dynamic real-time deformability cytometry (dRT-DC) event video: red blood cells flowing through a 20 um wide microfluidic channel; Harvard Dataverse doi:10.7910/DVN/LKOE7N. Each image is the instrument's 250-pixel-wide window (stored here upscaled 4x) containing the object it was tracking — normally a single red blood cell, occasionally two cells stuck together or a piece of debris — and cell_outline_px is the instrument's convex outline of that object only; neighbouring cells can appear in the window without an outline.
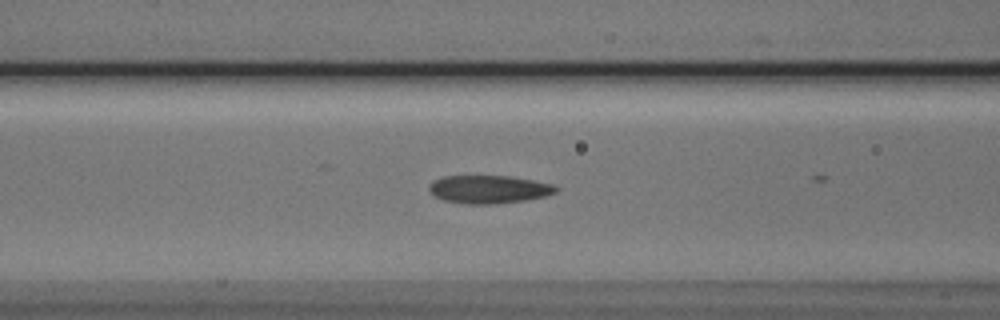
{"species": "Egyptian fruit bat (a non-hibernating species)", "species_latin": "Rousettus aegyptiacus", "temperature_condition": "cold", "stored_images_in_passage": 12, "camera_frame_rate_fps": 3000, "um_per_image_px": 0.085, "animal": {"sex": "male"}, "frame": {"image": 1, "passage_image": 11, "time_ms": 3.333, "image_size_px": [1000, 320], "cell_outline_px": [[560, 188], [556, 192], [548, 196], [524, 200], [496, 204], [464, 204], [444, 200], [432, 196], [428, 192], [428, 184], [444, 176], [508, 176], [556, 184]], "centroid_in_image_um": [41.56, 16.1], "position_along_channel_um": 125.0, "area_um2": 21.04}}